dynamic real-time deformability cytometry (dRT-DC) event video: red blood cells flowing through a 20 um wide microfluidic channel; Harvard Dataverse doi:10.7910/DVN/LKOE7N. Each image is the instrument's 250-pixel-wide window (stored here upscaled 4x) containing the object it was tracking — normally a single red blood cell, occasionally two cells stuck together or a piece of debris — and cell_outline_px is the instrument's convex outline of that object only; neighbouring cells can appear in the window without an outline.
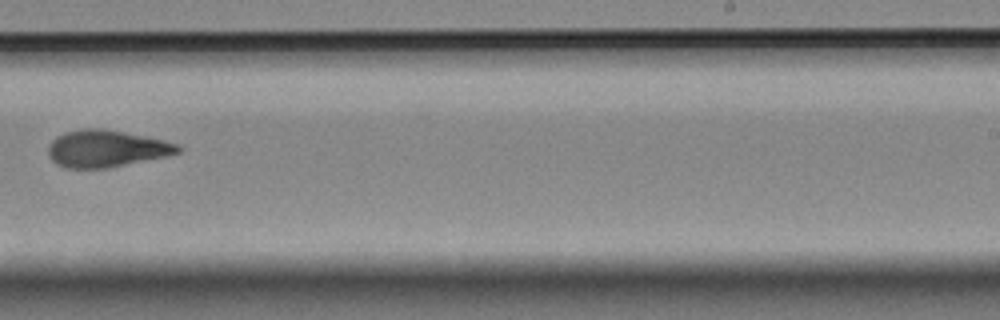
{"species": "Egyptian fruit bat (a non-hibernating species)", "species_latin": "Rousettus aegyptiacus", "temperature_condition": "room temperature", "stored_images_in_passage": 9, "camera_frame_rate_fps": 3000, "um_per_image_px": 0.085, "animal": {"sex": "female"}, "frame": {"image": 1, "passage_image": 8, "time_ms": 2.333, "image_size_px": [1000, 320], "cell_outline_px": [[184, 148], [180, 152], [164, 156], [108, 168], [64, 168], [56, 164], [48, 156], [48, 144], [56, 136], [64, 132], [84, 128], [100, 128], [164, 140], [176, 144]], "centroid_in_image_um": [8.97, 12.63], "position_along_channel_um": 280.0, "area_um2": 27.8}}
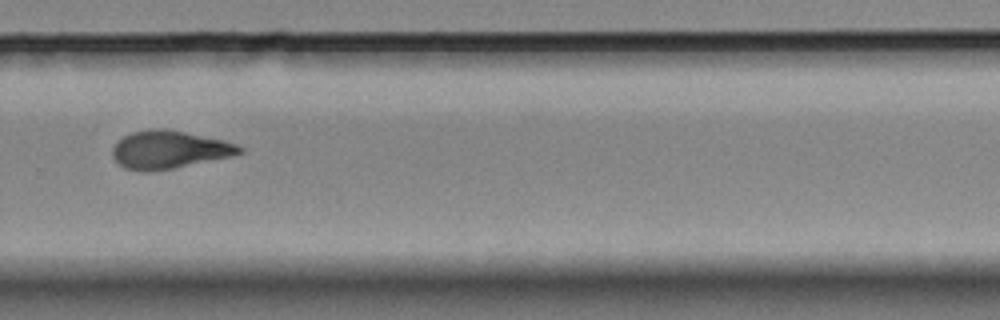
{"frame": {"image": 2, "passage_image": 9, "time_ms": 2.667, "image_size_px": [1000, 320], "cell_outline_px": [[244, 152], [228, 156], [172, 168], [148, 172], [144, 172], [124, 168], [112, 156], [112, 148], [124, 136], [132, 132], [152, 128], [164, 128], [224, 140], [236, 144], [244, 148]], "centroid_in_image_um": [14.35, 12.71], "position_along_channel_um": 315.5, "area_um2": 27.63}}